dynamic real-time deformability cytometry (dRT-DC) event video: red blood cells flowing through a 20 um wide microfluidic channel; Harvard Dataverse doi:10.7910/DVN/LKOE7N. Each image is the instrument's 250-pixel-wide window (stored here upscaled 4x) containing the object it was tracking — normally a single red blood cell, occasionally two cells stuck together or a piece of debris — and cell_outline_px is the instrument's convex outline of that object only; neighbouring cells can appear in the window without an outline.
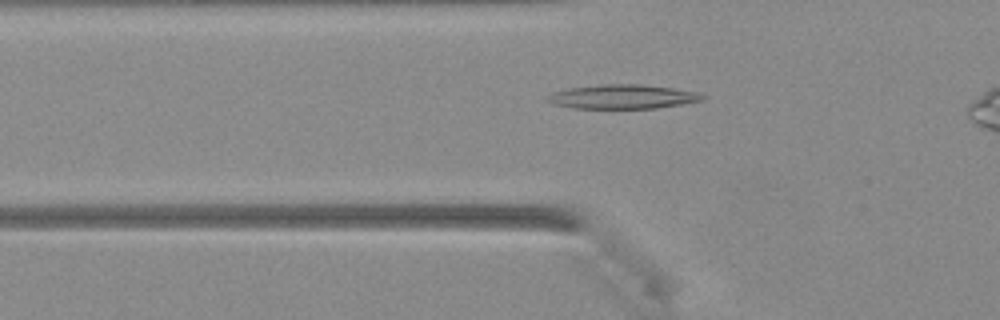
{"species": "Egyptian fruit bat (a non-hibernating species)", "species_latin": "Rousettus aegyptiacus", "temperature_condition": "warm", "stored_images_in_passage": 11, "camera_frame_rate_fps": 3000, "um_per_image_px": 0.085, "animal": {"sex": "female"}, "frame": {"image": 1, "passage_image": 3, "time_ms": 0.667, "image_size_px": [1000, 320], "cell_outline_px": [[708, 96], [704, 100], [656, 108], [572, 108], [556, 104], [544, 100], [552, 92], [572, 88], [604, 84], [636, 84], [672, 88], [700, 92]], "centroid_in_image_um": [52.97, 8.22], "position_along_channel_um": 72.8, "area_um2": 21.68}}
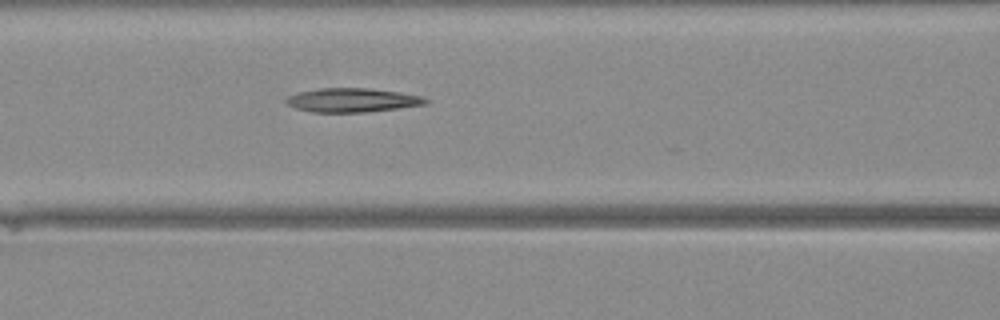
{"frame": {"image": 2, "passage_image": 7, "time_ms": 2.0, "image_size_px": [1000, 320], "cell_outline_px": [[428, 100], [424, 104], [396, 108], [364, 112], [312, 112], [296, 108], [288, 104], [284, 100], [288, 96], [300, 92], [320, 88], [368, 88], [400, 92], [420, 96]], "centroid_in_image_um": [29.9, 8.5], "position_along_channel_um": 136.7, "area_um2": 19.13}}
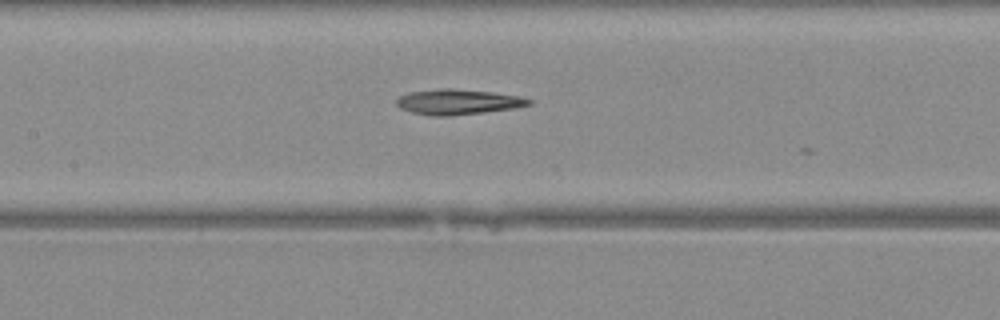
{"frame": {"image": 3, "passage_image": 9, "time_ms": 2.667, "image_size_px": [1000, 320], "cell_outline_px": [[532, 104], [516, 108], [484, 112], [444, 116], [432, 116], [412, 112], [400, 108], [396, 104], [396, 100], [400, 96], [412, 92], [440, 88], [452, 88], [492, 92], [516, 96], [532, 100]], "centroid_in_image_um": [38.92, 8.66], "position_along_channel_um": 168.5, "area_um2": 19.31}}